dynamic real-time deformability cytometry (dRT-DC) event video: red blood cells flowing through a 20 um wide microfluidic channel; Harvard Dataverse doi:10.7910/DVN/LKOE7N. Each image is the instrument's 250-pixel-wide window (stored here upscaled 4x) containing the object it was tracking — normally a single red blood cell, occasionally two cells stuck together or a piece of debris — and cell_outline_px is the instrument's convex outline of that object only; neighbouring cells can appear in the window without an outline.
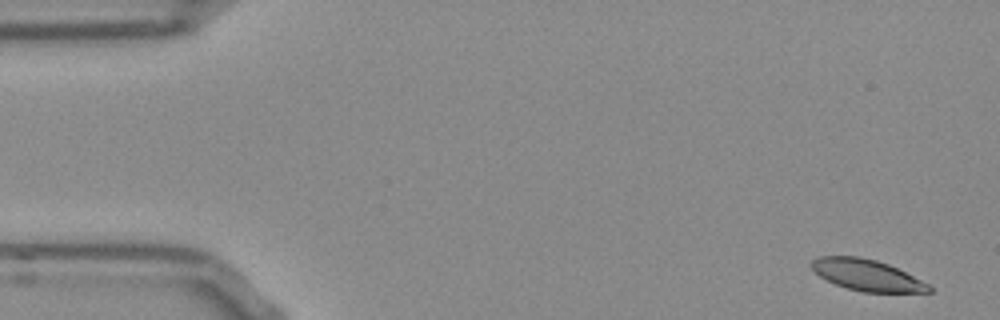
{"species": "Egyptian fruit bat (a non-hibernating species)", "species_latin": "Rousettus aegyptiacus", "temperature_condition": "room temperature", "stored_images_in_passage": 51, "camera_frame_rate_fps": 3000, "um_per_image_px": 0.085, "frame": {"image": 1, "passage_image": 1, "time_ms": 0.0, "image_size_px": [1000, 320], "cell_outline_px": [[932, 292], [864, 292], [848, 288], [836, 284], [820, 276], [808, 264], [816, 256], [860, 256], [876, 260], [888, 264], [928, 284], [932, 288]], "centroid_in_image_um": [73.64, 23.37], "position_along_channel_um": 11.4, "area_um2": 21.15}}
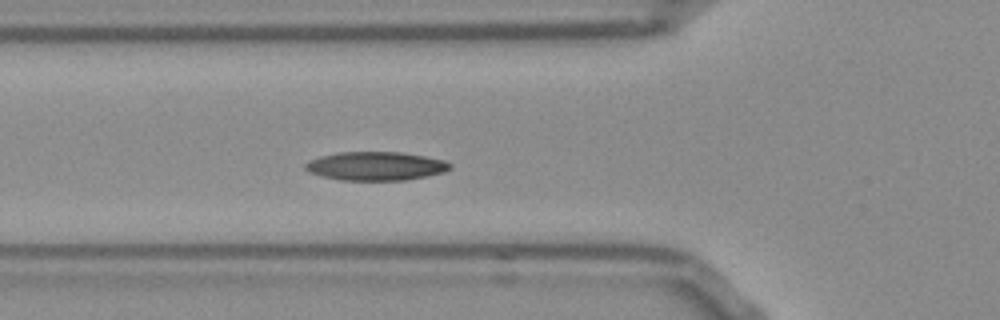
{"frame": {"image": 2, "passage_image": 17, "time_ms": 5.333, "image_size_px": [1000, 320], "cell_outline_px": [[452, 168], [444, 172], [428, 176], [404, 180], [340, 180], [308, 172], [304, 168], [304, 164], [308, 160], [320, 156], [340, 152], [400, 152], [424, 156], [444, 160], [452, 164]], "centroid_in_image_um": [31.94, 14.11], "position_along_channel_um": 93.9, "area_um2": 24.22}}
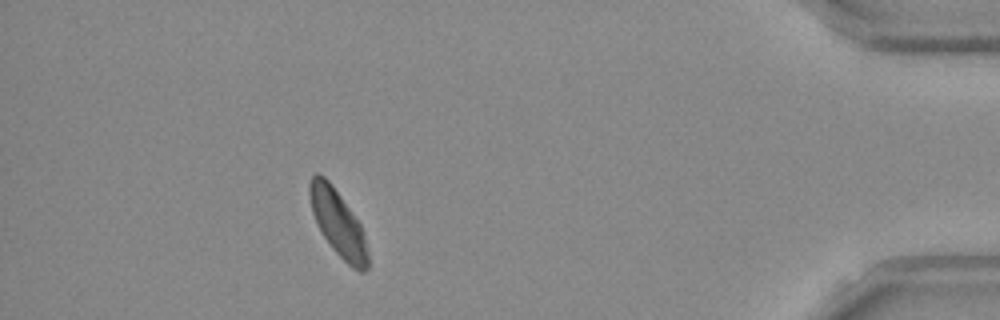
{"frame": {"image": 3, "passage_image": 46, "time_ms": 15.0, "image_size_px": [1000, 320], "cell_outline_px": [[368, 268], [364, 272], [360, 272], [352, 268], [332, 248], [324, 236], [312, 212], [308, 192], [308, 184], [312, 176], [316, 172], [324, 176], [332, 184], [360, 224], [364, 232], [368, 252]], "centroid_in_image_um": [28.73, 18.96], "position_along_channel_um": 406.5, "area_um2": 22.25}, "authors_computed_cell_mechanics": {"area_um2": 23.0622, "velocity_mm_per_s": 3.8038, "shape_relaxation_time_tau1_ms": 3.0511, "shape_relaxation_time_tau2_ms": null, "deformation_change_tau1": 0.0928, "deformation_change_tau2": null}}